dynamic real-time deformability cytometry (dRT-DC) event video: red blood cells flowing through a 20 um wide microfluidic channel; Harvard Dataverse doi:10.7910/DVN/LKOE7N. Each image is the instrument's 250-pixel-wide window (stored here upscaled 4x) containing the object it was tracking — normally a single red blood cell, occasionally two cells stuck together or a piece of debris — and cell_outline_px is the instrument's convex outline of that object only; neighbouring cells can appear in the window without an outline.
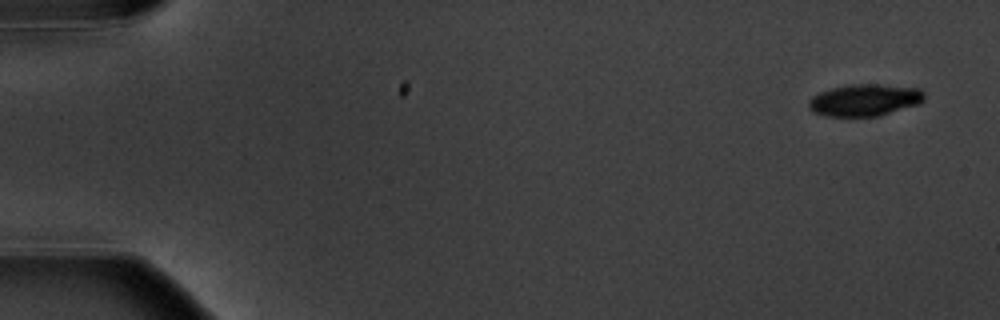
{"species": "common noctule bat (a hibernating species)", "species_latin": "Nyctalus noctula", "temperature_condition": "warm", "stored_images_in_passage": 15, "camera_frame_rate_fps": 3000, "um_per_image_px": 0.085, "animal": {"sex": "male", "body_mass_g": 20.1, "forearm_length_mm": 53.5}, "frame": {"image": 1, "passage_image": 1, "time_ms": 0.0, "image_size_px": [1000, 320], "cell_outline_px": [[924, 100], [920, 104], [880, 116], [828, 116], [816, 112], [808, 108], [808, 100], [812, 96], [820, 92], [832, 88], [848, 84], [880, 84], [920, 88], [924, 92]], "centroid_in_image_um": [73.53, 8.5], "position_along_channel_um": 11.5, "area_um2": 21.68}}
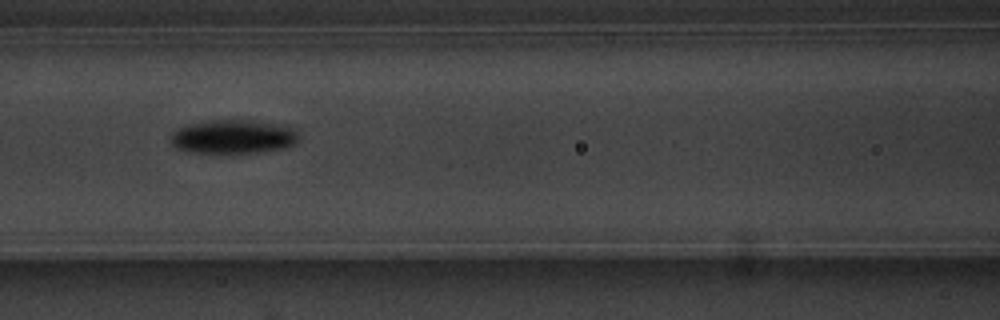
{"frame": {"image": 2, "passage_image": 7, "time_ms": 7.667, "image_size_px": [1000, 320], "cell_outline_px": [[300, 140], [296, 144], [284, 148], [260, 152], [232, 156], [188, 152], [176, 148], [172, 144], [172, 132], [188, 124], [212, 120], [252, 120], [288, 124], [300, 136]], "centroid_in_image_um": [19.88, 11.66], "position_along_channel_um": 146.7, "area_um2": 26.47}}
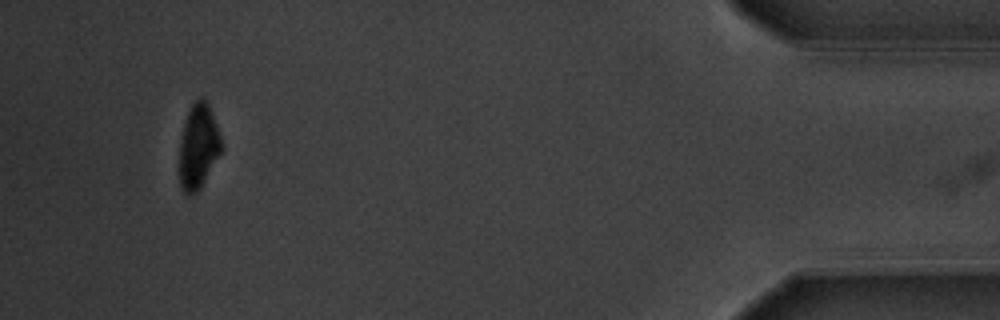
{"frame": {"image": 3, "passage_image": 14, "time_ms": 17.0, "image_size_px": [1000, 320], "cell_outline_px": [[224, 144], [220, 152], [200, 188], [196, 192], [188, 196], [180, 188], [180, 140], [184, 120], [192, 104], [200, 96], [204, 96], [208, 104]], "centroid_in_image_um": [16.85, 12.42], "position_along_channel_um": 418.3, "area_um2": 20.63}, "authors_computed_cell_mechanics": {"area_um2": 23.1778, "velocity_mm_per_s": 3.6044, "shape_relaxation_time_tau1_ms": 1.2878, "shape_relaxation_time_tau2_ms": null, "deformation_change_tau1": 0.084, "deformation_change_tau2": null}}